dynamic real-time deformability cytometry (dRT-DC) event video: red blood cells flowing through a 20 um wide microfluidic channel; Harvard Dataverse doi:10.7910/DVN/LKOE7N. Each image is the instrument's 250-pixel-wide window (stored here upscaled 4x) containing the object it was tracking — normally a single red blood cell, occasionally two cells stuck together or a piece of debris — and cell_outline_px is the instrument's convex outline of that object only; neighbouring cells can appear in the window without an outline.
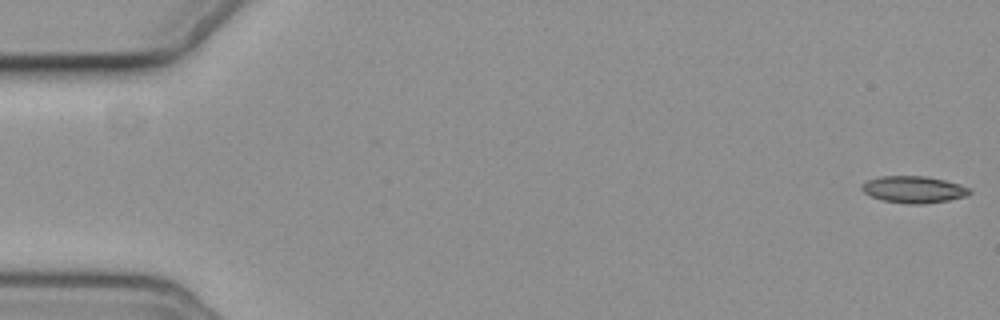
{"species": "common noctule bat (a hibernating species)", "species_latin": "Nyctalus noctula", "temperature_condition": "cold", "stored_images_in_passage": 6, "camera_frame_rate_fps": 3000, "um_per_image_px": 0.085, "animal": {"sex": "female", "body_mass_g": 19.3, "forearm_length_mm": 54.1}, "frame": {"image": 1, "passage_image": 1, "time_ms": 0.0, "image_size_px": [1000, 320], "cell_outline_px": [[972, 192], [968, 196], [948, 200], [924, 204], [908, 204], [880, 200], [864, 192], [860, 188], [868, 180], [880, 176], [924, 176], [944, 180], [960, 184], [968, 188]], "centroid_in_image_um": [77.68, 16.11], "position_along_channel_um": 7.3, "area_um2": 16.82}}
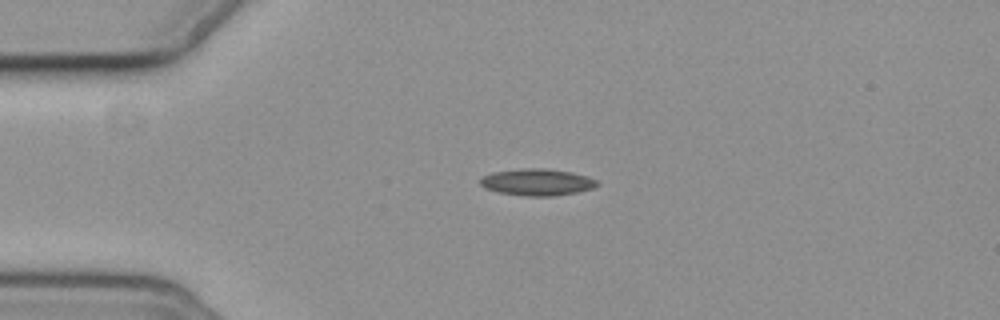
{"frame": {"image": 2, "passage_image": 4, "time_ms": 4.333, "image_size_px": [1000, 320], "cell_outline_px": [[600, 184], [592, 188], [576, 192], [552, 196], [528, 196], [500, 192], [484, 188], [480, 184], [480, 176], [492, 172], [524, 168], [548, 168], [572, 172], [588, 176], [600, 180]], "centroid_in_image_um": [45.68, 15.46], "position_along_channel_um": 39.3, "area_um2": 18.38}}
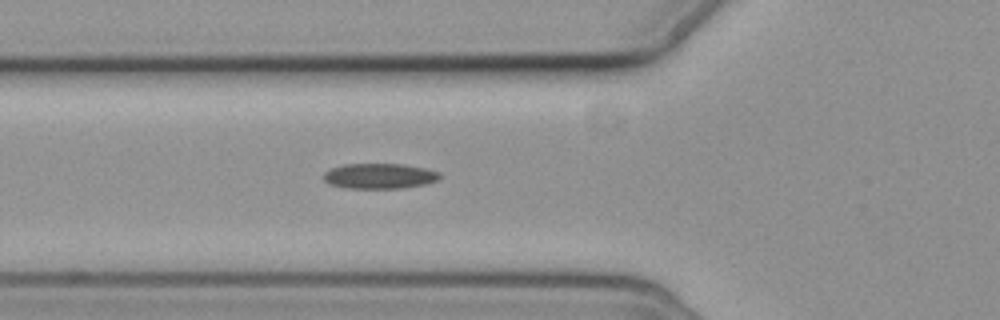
{"frame": {"image": 3, "passage_image": 6, "time_ms": 6.667, "image_size_px": [1000, 320], "cell_outline_px": [[440, 176], [436, 180], [428, 184], [404, 188], [344, 188], [328, 184], [324, 180], [324, 172], [332, 168], [344, 164], [404, 164], [424, 168], [440, 172]], "centroid_in_image_um": [32.25, 14.97], "position_along_channel_um": 93.5, "area_um2": 17.22}}